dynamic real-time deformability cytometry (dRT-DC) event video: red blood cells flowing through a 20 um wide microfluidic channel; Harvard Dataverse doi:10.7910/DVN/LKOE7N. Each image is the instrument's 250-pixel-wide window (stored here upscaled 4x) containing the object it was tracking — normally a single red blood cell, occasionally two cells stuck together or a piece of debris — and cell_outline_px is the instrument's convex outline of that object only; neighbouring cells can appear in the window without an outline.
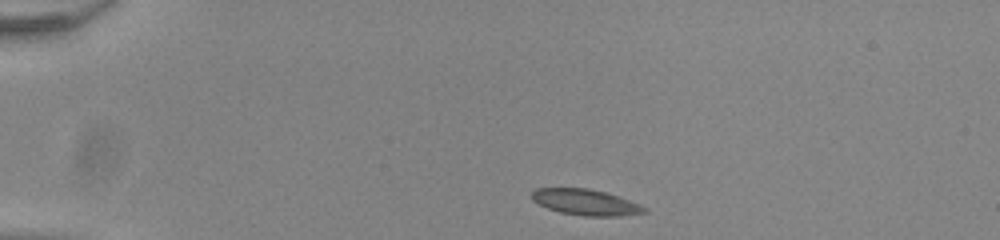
{"species": "common noctule bat (a hibernating species)", "species_latin": "Nyctalus noctula", "temperature_condition": "room temperature", "stored_images_in_passage": 43, "camera_frame_rate_fps": 3000, "um_per_image_px": 0.085, "animal": {"sex": "male", "body_mass_g": 20.0, "forearm_length_mm": 53.3}, "frame": {"image": 1, "passage_image": 1, "time_ms": 0.0, "image_size_px": [1000, 240], "cell_outline_px": [[648, 212], [624, 216], [584, 216], [560, 212], [548, 208], [532, 200], [532, 192], [536, 188], [588, 188], [604, 192], [640, 204], [648, 208]], "centroid_in_image_um": [49.81, 17.2], "position_along_channel_um": 35.2, "area_um2": 16.94}}
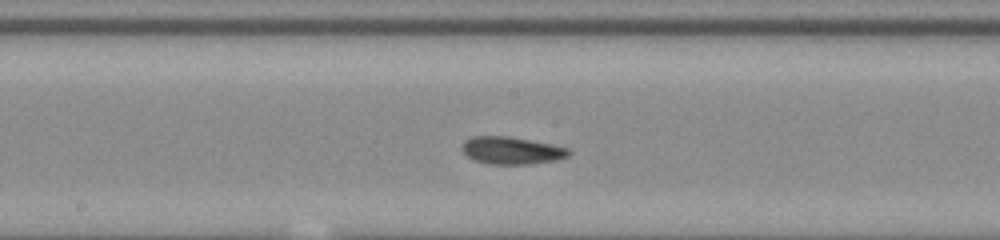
{"frame": {"image": 2, "passage_image": 19, "time_ms": 6.0, "image_size_px": [1000, 240], "cell_outline_px": [[572, 152], [568, 156], [556, 160], [532, 164], [488, 164], [476, 160], [468, 156], [460, 148], [464, 140], [472, 136], [508, 136], [552, 144], [568, 148]], "centroid_in_image_um": [43.49, 12.79], "position_along_channel_um": 204.7, "area_um2": 17.11}}
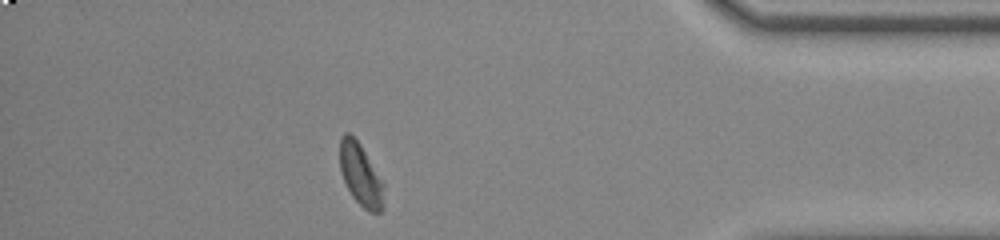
{"frame": {"image": 3, "passage_image": 37, "time_ms": 12.0, "image_size_px": [1000, 240], "cell_outline_px": [[384, 204], [380, 212], [368, 212], [352, 196], [340, 172], [340, 136], [344, 132], [348, 132], [360, 144], [384, 184]], "centroid_in_image_um": [30.65, 14.86], "position_along_channel_um": 404.5, "area_um2": 15.84}, "authors_computed_cell_mechanics": {"area_um2": 16.8776, "velocity_mm_per_s": 3.8805, "shape_relaxation_time_tau1_ms": 7.1827, "shape_relaxation_time_tau2_ms": 1.9184, "deformation_change_tau1": 0.1507, "deformation_change_tau2": 0.0604}}